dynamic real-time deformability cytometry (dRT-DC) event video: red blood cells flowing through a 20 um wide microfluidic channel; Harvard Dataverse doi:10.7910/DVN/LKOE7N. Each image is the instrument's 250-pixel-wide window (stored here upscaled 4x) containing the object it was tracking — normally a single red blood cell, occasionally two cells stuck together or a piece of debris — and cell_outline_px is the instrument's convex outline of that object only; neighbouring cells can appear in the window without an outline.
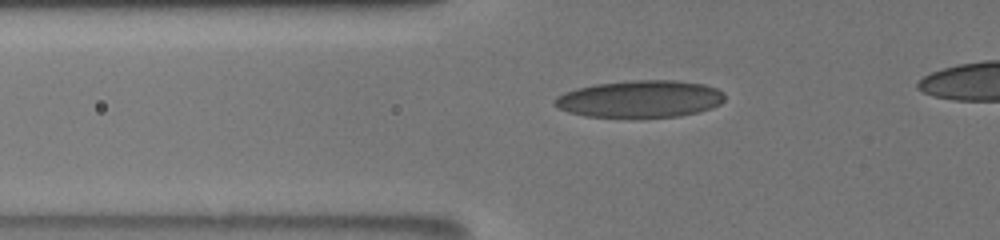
{"species": "human", "species_latin": "Homo sapiens", "temperature_condition": "room temperature", "stored_images_in_passage": 40, "camera_frame_rate_fps": 3000, "um_per_image_px": 0.085, "donor": {"sex": "male"}, "frame": {"image": 1, "passage_image": 5, "time_ms": 1.333, "image_size_px": [1000, 240], "cell_outline_px": [[724, 100], [720, 104], [712, 108], [680, 116], [584, 116], [568, 112], [552, 104], [552, 100], [556, 96], [564, 92], [576, 88], [596, 84], [632, 80], [676, 80], [704, 84], [716, 88], [724, 92]], "centroid_in_image_um": [54.39, 8.39], "position_along_channel_um": 71.4, "area_um2": 36.59}}
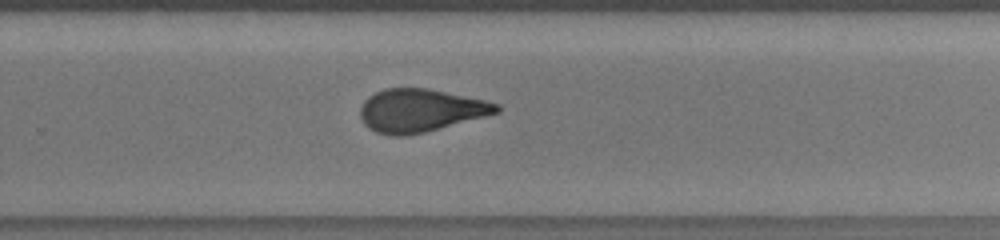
{"frame": {"image": 2, "passage_image": 32, "time_ms": 7.333, "image_size_px": [1000, 240], "cell_outline_px": [[500, 112], [424, 132], [404, 136], [388, 136], [376, 132], [368, 128], [364, 124], [360, 116], [360, 108], [364, 100], [368, 96], [384, 88], [428, 88], [484, 100], [500, 104]], "centroid_in_image_um": [35.69, 9.39], "position_along_channel_um": 294.1, "area_um2": 34.04}}
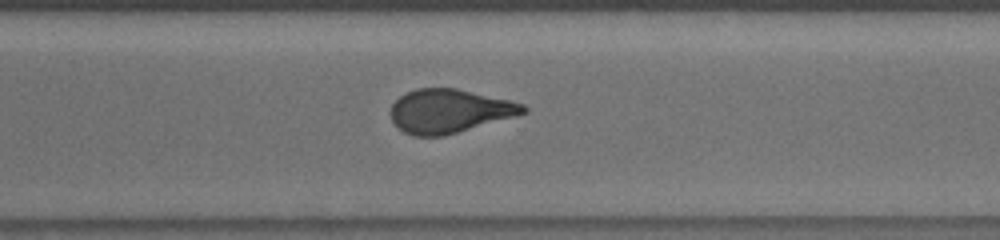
{"frame": {"image": 3, "passage_image": 38, "time_ms": 8.333, "image_size_px": [1000, 240], "cell_outline_px": [[528, 112], [516, 116], [444, 136], [412, 136], [404, 132], [392, 120], [392, 104], [400, 96], [416, 88], [456, 88], [508, 100], [524, 104], [528, 108]], "centroid_in_image_um": [38.22, 9.44], "position_along_channel_um": 332.4, "area_um2": 33.52}}